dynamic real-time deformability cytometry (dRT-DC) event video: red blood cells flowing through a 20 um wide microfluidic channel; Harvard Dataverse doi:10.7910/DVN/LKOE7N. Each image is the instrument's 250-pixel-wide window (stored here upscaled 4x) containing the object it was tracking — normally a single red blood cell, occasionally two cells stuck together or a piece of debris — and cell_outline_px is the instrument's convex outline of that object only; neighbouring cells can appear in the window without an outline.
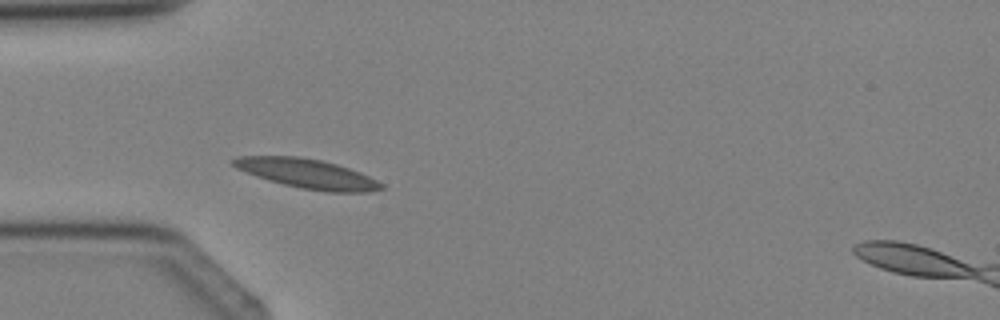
{"species": "Egyptian fruit bat (a non-hibernating species)", "species_latin": "Rousettus aegyptiacus", "temperature_condition": "cold", "stored_images_in_passage": 4, "camera_frame_rate_fps": 3000, "um_per_image_px": 0.085, "animal": {"sex": "female"}, "frame": {"image": 1, "passage_image": 3, "time_ms": 2.333, "image_size_px": [1000, 320], "cell_outline_px": [[384, 188], [368, 192], [328, 192], [300, 188], [268, 180], [256, 176], [236, 168], [228, 160], [236, 156], [300, 156], [320, 160], [336, 164], [360, 172], [384, 184]], "centroid_in_image_um": [26.08, 14.75], "position_along_channel_um": 58.9, "area_um2": 25.37}}